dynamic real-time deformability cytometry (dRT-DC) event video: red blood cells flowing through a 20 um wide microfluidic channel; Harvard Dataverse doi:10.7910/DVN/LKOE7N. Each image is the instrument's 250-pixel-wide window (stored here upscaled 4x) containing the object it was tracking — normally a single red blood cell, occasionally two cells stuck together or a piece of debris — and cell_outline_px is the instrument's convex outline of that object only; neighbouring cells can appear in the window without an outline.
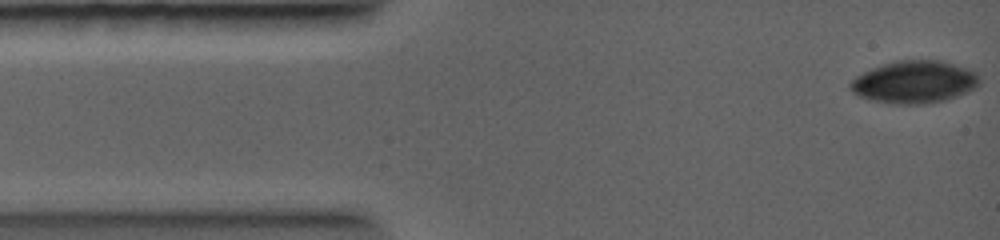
{"species": "common noctule bat (a hibernating species)", "species_latin": "Nyctalus noctula", "temperature_condition": "warm", "stored_images_in_passage": 4, "camera_frame_rate_fps": 5000, "um_per_image_px": 0.085, "animal": {"sex": "female", "body_mass_g": 19.0, "forearm_length_mm": 56.7}, "frame": {"image": 1, "passage_image": 1, "time_ms": 0.0, "image_size_px": [1000, 240], "cell_outline_px": [[980, 84], [964, 92], [944, 100], [924, 104], [892, 104], [868, 100], [852, 92], [848, 88], [848, 84], [856, 76], [872, 68], [896, 60], [940, 60], [976, 72], [980, 80]], "centroid_in_image_um": [77.65, 6.98], "position_along_channel_um": 7.3, "area_um2": 31.73}}